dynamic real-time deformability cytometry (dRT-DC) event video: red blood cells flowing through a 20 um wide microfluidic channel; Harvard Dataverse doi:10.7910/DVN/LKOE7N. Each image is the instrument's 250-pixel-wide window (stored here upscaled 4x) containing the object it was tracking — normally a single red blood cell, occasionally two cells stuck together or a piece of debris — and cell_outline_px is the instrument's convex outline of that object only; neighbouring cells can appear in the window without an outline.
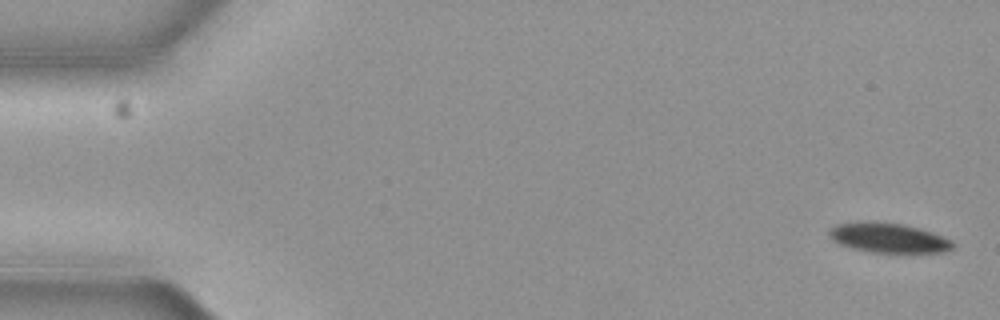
{"species": "common noctule bat (a hibernating species)", "species_latin": "Nyctalus noctula", "temperature_condition": "cold", "stored_images_in_passage": 6, "camera_frame_rate_fps": 3000, "um_per_image_px": 0.085, "animal": {"sex": "female", "body_mass_g": 19.3, "forearm_length_mm": 54.1}, "frame": {"image": 1, "passage_image": 1, "time_ms": 0.0, "image_size_px": [1000, 320], "cell_outline_px": [[956, 244], [952, 248], [944, 252], [872, 252], [852, 248], [840, 244], [832, 240], [828, 236], [828, 232], [836, 224], [856, 220], [876, 220], [904, 224], [920, 228], [932, 232], [952, 240]], "centroid_in_image_um": [75.49, 20.18], "position_along_channel_um": 9.5, "area_um2": 21.85}}
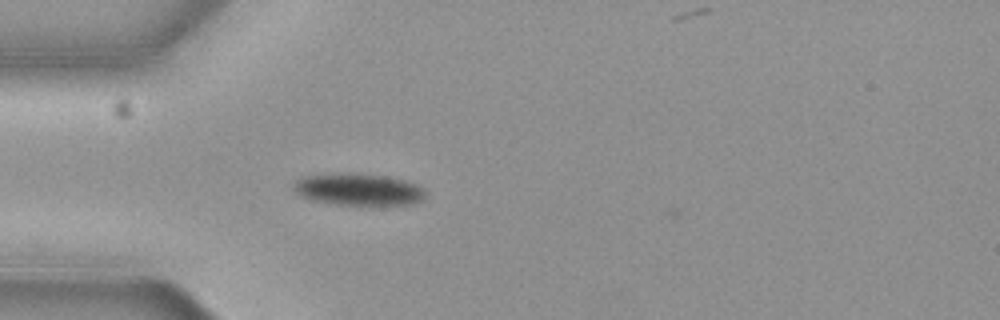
{"frame": {"image": 2, "passage_image": 5, "time_ms": 1.333, "image_size_px": [1000, 320], "cell_outline_px": [[424, 196], [420, 200], [412, 204], [360, 208], [332, 204], [308, 200], [300, 196], [292, 188], [292, 184], [296, 180], [304, 176], [384, 176], [404, 180], [416, 184], [424, 188]], "centroid_in_image_um": [30.48, 16.21], "position_along_channel_um": 54.5, "area_um2": 24.51}}